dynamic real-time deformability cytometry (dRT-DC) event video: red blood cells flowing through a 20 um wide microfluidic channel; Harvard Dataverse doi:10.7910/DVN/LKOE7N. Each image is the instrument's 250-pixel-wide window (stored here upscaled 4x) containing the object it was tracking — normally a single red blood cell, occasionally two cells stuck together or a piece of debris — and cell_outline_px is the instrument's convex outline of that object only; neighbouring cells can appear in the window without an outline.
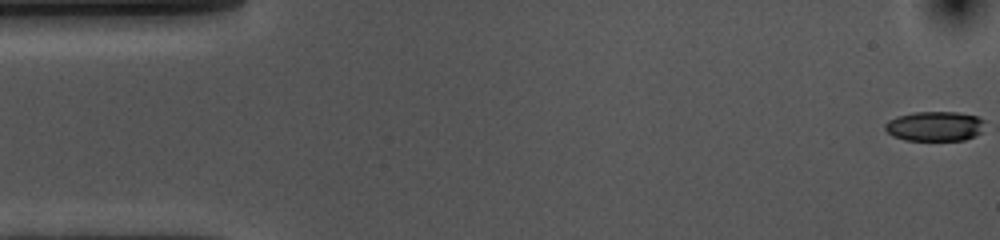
{"species": "common noctule bat (a hibernating species)", "species_latin": "Nyctalus noctula", "temperature_condition": "cold", "stored_images_in_passage": 26, "camera_frame_rate_fps": 3000, "um_per_image_px": 0.085, "animal": {"sex": "female", "body_mass_g": 10.0, "forearm_length_mm": 53.1}, "frame": {"image": 1, "passage_image": 1, "time_ms": 0.0, "image_size_px": [1000, 240], "cell_outline_px": [[984, 120], [980, 132], [976, 136], [964, 140], [904, 140], [892, 136], [884, 128], [884, 124], [888, 120], [896, 116], [916, 112], [956, 112], [976, 116]], "centroid_in_image_um": [79.42, 10.73], "position_along_channel_um": 5.6, "area_um2": 17.28}}
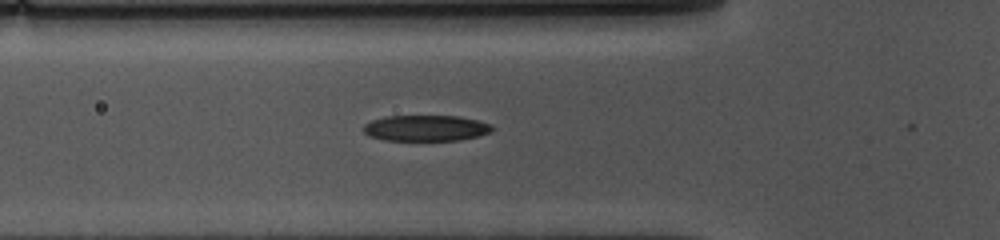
{"frame": {"image": 2, "passage_image": 18, "time_ms": 5.667, "image_size_px": [1000, 240], "cell_outline_px": [[496, 128], [492, 132], [480, 136], [460, 140], [384, 140], [368, 136], [364, 132], [364, 124], [372, 120], [384, 116], [460, 116], [492, 124]], "centroid_in_image_um": [36.24, 10.89], "position_along_channel_um": 89.6, "area_um2": 19.65}}
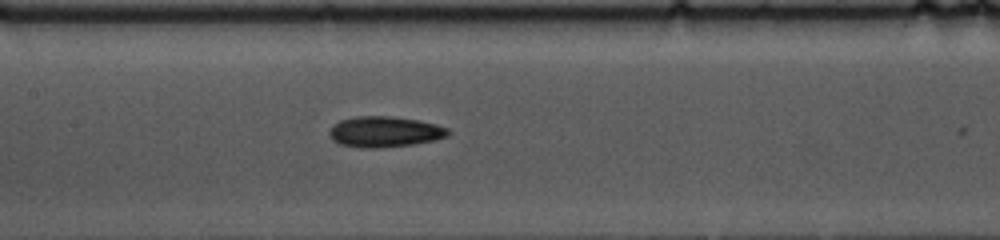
{"frame": {"image": 3, "passage_image": 25, "time_ms": 8.0, "image_size_px": [1000, 240], "cell_outline_px": [[452, 132], [448, 136], [436, 140], [412, 144], [380, 148], [360, 148], [340, 144], [332, 140], [328, 132], [332, 124], [340, 120], [356, 116], [388, 116], [420, 120], [436, 124], [448, 128]], "centroid_in_image_um": [32.7, 11.2], "position_along_channel_um": 174.7, "area_um2": 21.56}}